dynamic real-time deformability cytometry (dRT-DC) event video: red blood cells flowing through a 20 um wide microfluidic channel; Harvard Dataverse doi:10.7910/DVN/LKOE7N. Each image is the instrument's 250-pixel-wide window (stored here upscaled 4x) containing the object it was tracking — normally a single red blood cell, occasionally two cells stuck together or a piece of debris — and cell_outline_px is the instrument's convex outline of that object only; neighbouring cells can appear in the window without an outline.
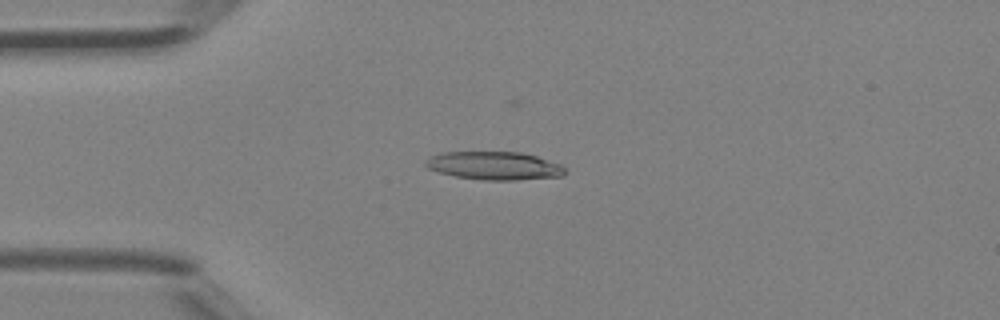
{"species": "Egyptian fruit bat (a non-hibernating species)", "species_latin": "Rousettus aegyptiacus", "temperature_condition": "room temperature", "stored_images_in_passage": 3, "camera_frame_rate_fps": 3000, "um_per_image_px": 0.085, "animal": {"sex": "female"}, "frame": {"image": 1, "passage_image": 2, "time_ms": 0.333, "image_size_px": [1000, 320], "cell_outline_px": [[564, 176], [516, 180], [484, 180], [456, 176], [440, 172], [428, 168], [424, 164], [424, 160], [440, 152], [520, 152], [536, 156], [560, 164], [564, 168]], "centroid_in_image_um": [42.0, 14.08], "position_along_channel_um": 43.0, "area_um2": 22.77}}